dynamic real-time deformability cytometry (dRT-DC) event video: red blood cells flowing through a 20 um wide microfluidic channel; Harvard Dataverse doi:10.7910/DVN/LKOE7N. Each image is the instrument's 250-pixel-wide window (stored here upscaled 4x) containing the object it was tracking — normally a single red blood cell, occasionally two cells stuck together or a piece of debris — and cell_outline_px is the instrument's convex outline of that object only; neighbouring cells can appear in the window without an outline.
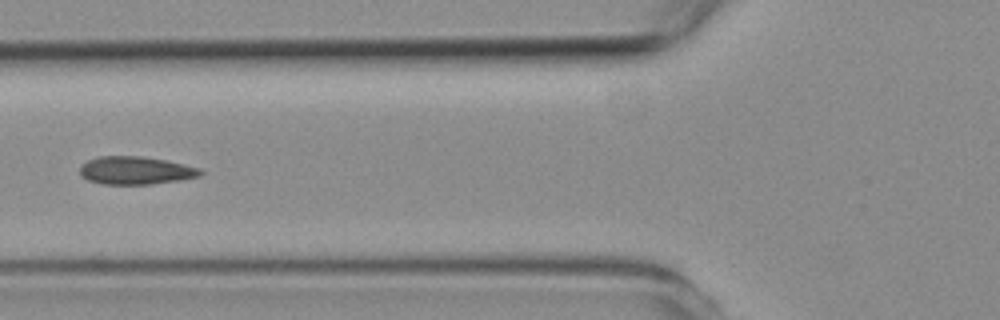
{"species": "common noctule bat (a hibernating species)", "species_latin": "Nyctalus noctula", "temperature_condition": "room temperature", "stored_images_in_passage": 6, "camera_frame_rate_fps": 3000, "um_per_image_px": 0.085, "animal": {"sex": "female", "body_mass_g": 19.3, "forearm_length_mm": 54.1}, "frame": {"image": 1, "passage_image": 6, "time_ms": 5.667, "image_size_px": [1000, 320], "cell_outline_px": [[204, 172], [200, 176], [180, 180], [152, 184], [104, 184], [88, 180], [80, 176], [80, 168], [88, 160], [96, 156], [140, 156], [164, 160], [184, 164], [200, 168]], "centroid_in_image_um": [11.54, 14.49], "position_along_channel_um": 114.3, "area_um2": 19.59}}